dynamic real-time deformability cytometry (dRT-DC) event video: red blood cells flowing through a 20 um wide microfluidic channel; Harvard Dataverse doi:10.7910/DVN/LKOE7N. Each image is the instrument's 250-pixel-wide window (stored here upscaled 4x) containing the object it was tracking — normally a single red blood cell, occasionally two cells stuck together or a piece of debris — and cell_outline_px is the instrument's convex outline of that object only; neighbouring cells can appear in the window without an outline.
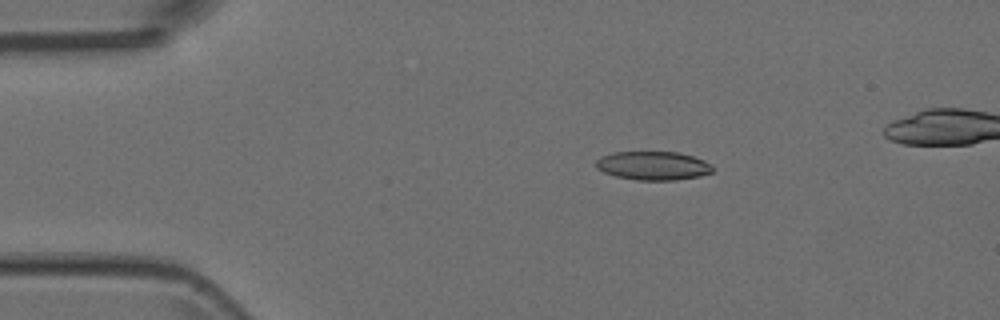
{"species": "Egyptian fruit bat (a non-hibernating species)", "species_latin": "Rousettus aegyptiacus", "temperature_condition": "room temperature", "stored_images_in_passage": 47, "camera_frame_rate_fps": 3000, "um_per_image_px": 0.085, "animal": {"sex": "female"}, "frame": {"image": 1, "passage_image": 9, "time_ms": 2.667, "image_size_px": [1000, 320], "cell_outline_px": [[712, 172], [700, 176], [676, 180], [636, 180], [616, 176], [604, 172], [596, 168], [596, 160], [612, 152], [676, 152], [692, 156], [704, 160], [712, 168]], "centroid_in_image_um": [55.5, 14.09], "position_along_channel_um": 29.5, "area_um2": 19.31}}
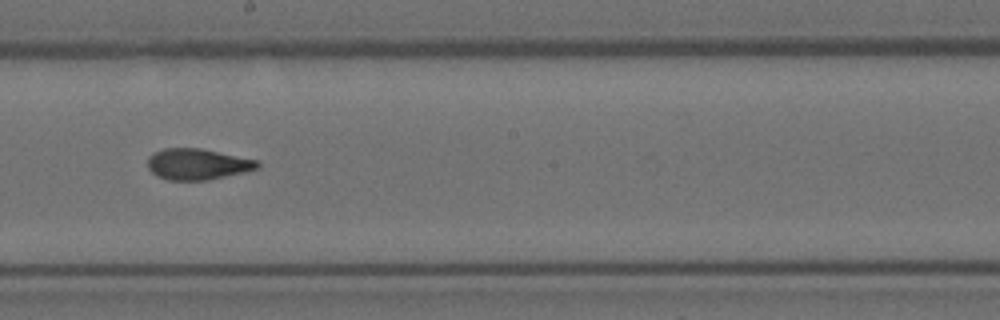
{"frame": {"image": 2, "passage_image": 28, "time_ms": 9.0, "image_size_px": [1000, 320], "cell_outline_px": [[260, 168], [244, 172], [208, 180], [168, 180], [156, 176], [148, 168], [148, 156], [164, 148], [200, 148], [256, 160], [260, 164]], "centroid_in_image_um": [16.77, 13.96], "position_along_channel_um": 231.4, "area_um2": 19.77}}
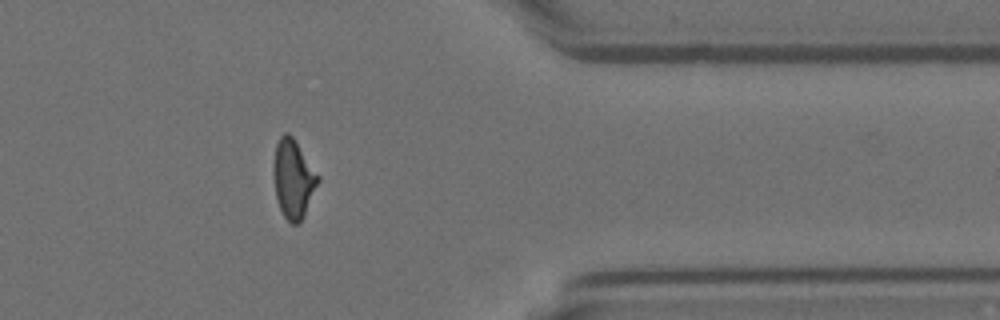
{"frame": {"image": 3, "passage_image": 41, "time_ms": 13.333, "image_size_px": [1000, 320], "cell_outline_px": [[320, 180], [304, 216], [300, 224], [292, 224], [284, 216], [280, 208], [276, 196], [272, 172], [272, 164], [276, 144], [280, 136], [284, 132], [288, 132], [292, 136], [320, 176]], "centroid_in_image_um": [24.92, 15.19], "position_along_channel_um": 386.5, "area_um2": 20.58}}